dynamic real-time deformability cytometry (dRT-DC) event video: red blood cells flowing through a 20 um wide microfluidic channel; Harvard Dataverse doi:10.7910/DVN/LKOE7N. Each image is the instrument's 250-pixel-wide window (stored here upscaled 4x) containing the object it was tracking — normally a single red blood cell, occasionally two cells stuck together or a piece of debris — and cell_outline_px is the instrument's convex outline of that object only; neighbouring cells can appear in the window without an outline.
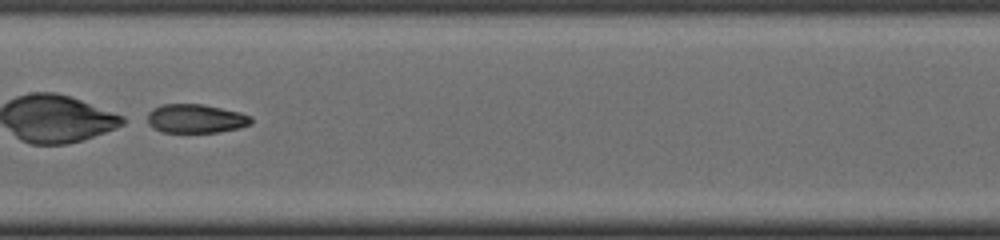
{"species": "common noctule bat (a hibernating species)", "species_latin": "Nyctalus noctula", "temperature_condition": "cold", "stored_images_in_passage": 49, "camera_frame_rate_fps": 3000, "um_per_image_px": 0.085, "animal": {"sex": "male", "body_mass_g": 19.0, "forearm_length_mm": 50.8}, "frame": {"image": 1, "passage_image": 24, "time_ms": 7.667, "image_size_px": [1000, 240], "cell_outline_px": [[252, 124], [240, 128], [216, 132], [160, 132], [148, 124], [148, 112], [152, 108], [160, 104], [204, 104], [240, 112], [248, 116], [252, 120]], "centroid_in_image_um": [16.61, 10.07], "position_along_channel_um": 190.8, "area_um2": 17.51}}